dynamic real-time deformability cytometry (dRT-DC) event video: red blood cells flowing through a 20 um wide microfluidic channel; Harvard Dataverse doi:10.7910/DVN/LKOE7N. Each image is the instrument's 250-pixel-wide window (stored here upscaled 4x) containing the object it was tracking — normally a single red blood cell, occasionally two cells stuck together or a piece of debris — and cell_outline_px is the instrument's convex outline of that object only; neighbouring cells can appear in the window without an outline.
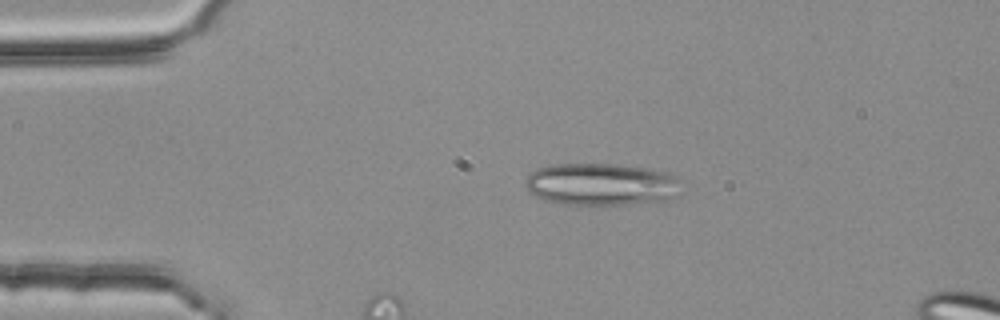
{"species": "common noctule bat (a hibernating species)", "species_latin": "Nyctalus noctula", "temperature_condition": "room temperature", "stored_images_in_passage": 3, "camera_frame_rate_fps": 3000, "um_per_image_px": 0.085, "animal": {"sex": "female", "body_mass_g": 25.1}, "frame": {"image": 1, "passage_image": 2, "time_ms": 0.333, "image_size_px": [1000, 320], "cell_outline_px": [[684, 192], [680, 196], [668, 200], [624, 204], [560, 204], [544, 200], [528, 192], [524, 184], [524, 180], [528, 172], [552, 164], [620, 164], [648, 168], [664, 172], [680, 180]], "centroid_in_image_um": [51.12, 15.67], "position_along_channel_um": 33.9, "area_um2": 39.02}}